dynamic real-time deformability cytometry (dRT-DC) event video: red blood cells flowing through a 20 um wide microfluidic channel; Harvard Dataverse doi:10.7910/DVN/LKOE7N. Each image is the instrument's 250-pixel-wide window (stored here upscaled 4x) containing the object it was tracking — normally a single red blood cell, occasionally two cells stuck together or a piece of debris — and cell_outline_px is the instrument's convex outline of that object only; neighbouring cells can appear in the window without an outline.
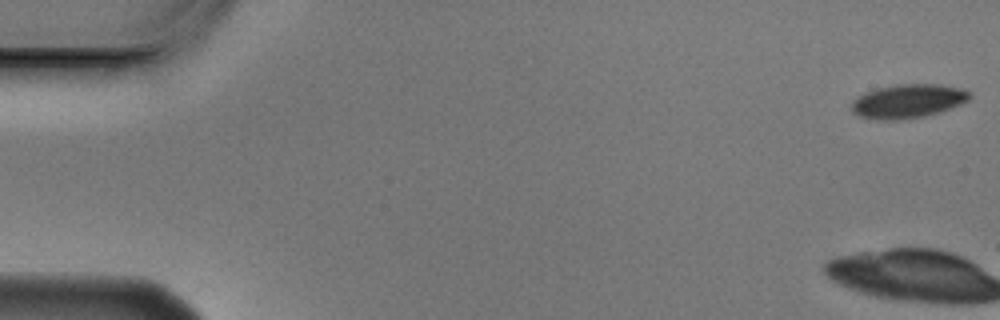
{"species": "Egyptian fruit bat (a non-hibernating species)", "species_latin": "Rousettus aegyptiacus", "temperature_condition": "cold", "stored_images_in_passage": 4, "camera_frame_rate_fps": 3000, "um_per_image_px": 0.085, "animal": {"sex": "male"}, "frame": {"image": 1, "passage_image": 1, "time_ms": 0.0, "image_size_px": [1000, 320], "cell_outline_px": [[972, 96], [968, 100], [960, 104], [940, 112], [924, 116], [900, 120], [876, 120], [860, 116], [852, 112], [852, 100], [876, 88], [896, 84], [940, 84], [964, 88], [972, 92]], "centroid_in_image_um": [77.22, 8.59], "position_along_channel_um": 7.8, "area_um2": 23.47}}